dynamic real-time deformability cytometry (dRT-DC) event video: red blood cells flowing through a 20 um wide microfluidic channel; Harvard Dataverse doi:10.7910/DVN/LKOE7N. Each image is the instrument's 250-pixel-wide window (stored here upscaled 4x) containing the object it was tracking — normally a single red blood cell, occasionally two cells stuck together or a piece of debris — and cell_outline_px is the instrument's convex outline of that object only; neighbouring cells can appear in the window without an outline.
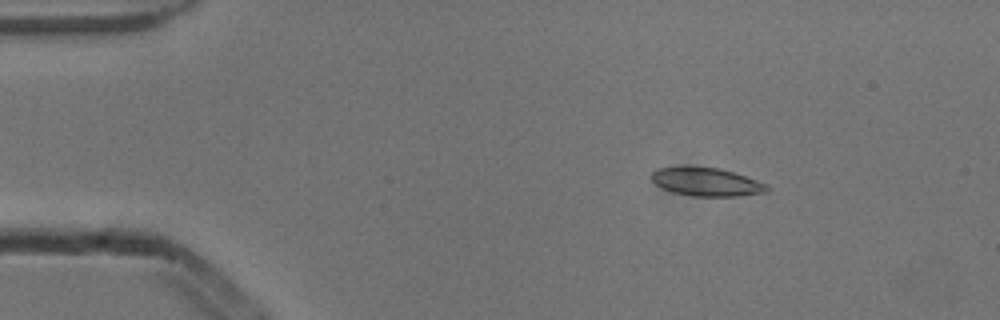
{"species": "common noctule bat (a hibernating species)", "species_latin": "Nyctalus noctula", "temperature_condition": "cold", "stored_images_in_passage": 5, "camera_frame_rate_fps": 3000, "um_per_image_px": 0.085, "animal": {"sex": "male", "body_mass_g": 13.3}, "frame": {"image": 1, "passage_image": 3, "time_ms": 0.667, "image_size_px": [1000, 320], "cell_outline_px": [[768, 192], [740, 196], [692, 196], [672, 192], [656, 184], [652, 180], [652, 172], [660, 168], [720, 168], [768, 184]], "centroid_in_image_um": [60.1, 15.49], "position_along_channel_um": 24.9, "area_um2": 18.55}}